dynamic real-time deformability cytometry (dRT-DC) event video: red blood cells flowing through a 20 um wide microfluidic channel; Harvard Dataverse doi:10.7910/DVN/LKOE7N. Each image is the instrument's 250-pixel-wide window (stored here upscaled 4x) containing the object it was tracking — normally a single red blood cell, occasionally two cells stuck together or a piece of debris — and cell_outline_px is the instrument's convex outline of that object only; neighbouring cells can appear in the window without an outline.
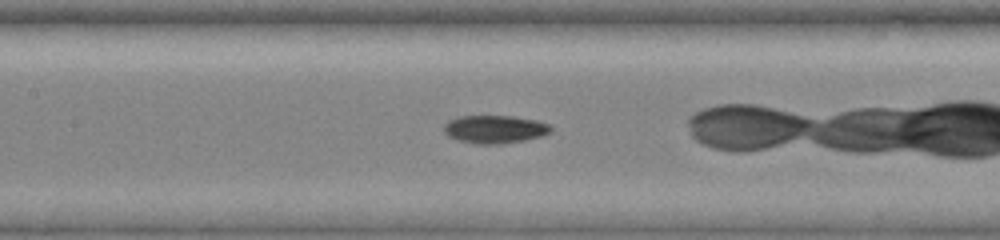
{"species": "common noctule bat (a hibernating species)", "species_latin": "Nyctalus noctula", "temperature_condition": "warm", "stored_images_in_passage": 65, "camera_frame_rate_fps": 3000, "um_per_image_px": 0.085, "animal": {"sex": "female", "body_mass_g": 19.0, "forearm_length_mm": 51.5}, "frame": {"image": 1, "passage_image": 34, "time_ms": 8.0, "image_size_px": [1000, 240], "cell_outline_px": [[552, 132], [540, 136], [524, 140], [504, 144], [476, 144], [456, 140], [448, 136], [444, 132], [444, 124], [448, 120], [460, 116], [512, 116], [536, 120], [548, 124], [552, 128]], "centroid_in_image_um": [42.03, 10.99], "position_along_channel_um": 165.4, "area_um2": 17.57}}
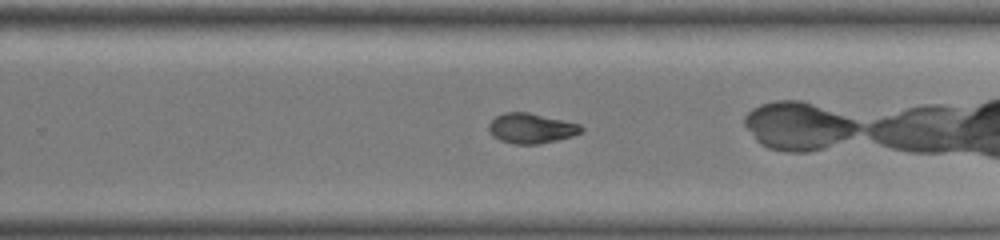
{"frame": {"image": 2, "passage_image": 52, "time_ms": 11.333, "image_size_px": [1000, 240], "cell_outline_px": [[584, 128], [580, 132], [572, 136], [540, 144], [512, 144], [500, 140], [492, 136], [488, 128], [488, 124], [496, 116], [504, 112], [528, 112], [564, 120], [580, 124]], "centroid_in_image_um": [45.13, 10.9], "position_along_channel_um": 284.7, "area_um2": 16.24}}